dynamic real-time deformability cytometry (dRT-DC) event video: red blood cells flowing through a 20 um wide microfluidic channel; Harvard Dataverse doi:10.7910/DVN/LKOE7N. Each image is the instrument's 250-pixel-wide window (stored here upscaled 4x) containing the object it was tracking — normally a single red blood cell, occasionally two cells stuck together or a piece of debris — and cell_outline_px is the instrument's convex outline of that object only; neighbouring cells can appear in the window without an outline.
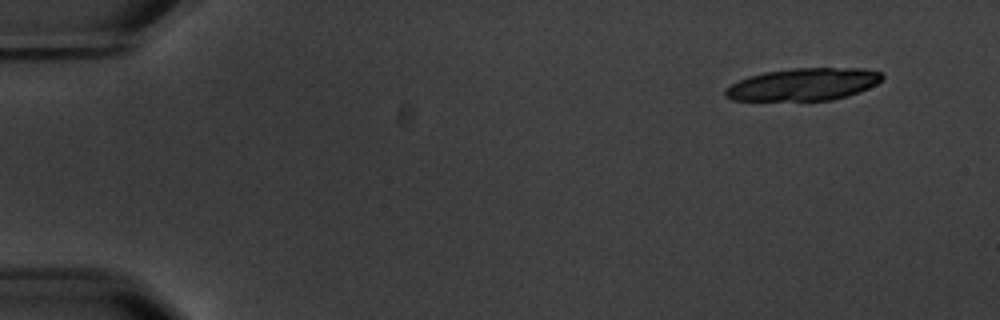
{"species": "common noctule bat (a hibernating species)", "species_latin": "Nyctalus noctula", "temperature_condition": "warm", "stored_images_in_passage": 7, "segment_of_instrument_passage": [1, 2], "camera_frame_rate_fps": 3000, "um_per_image_px": 0.085, "animal": {"sex": "male", "body_mass_g": 20.1, "forearm_length_mm": 53.5}, "frame": {"image": 1, "passage_image": 1, "time_ms": 0.0, "image_size_px": [1000, 320], "cell_outline_px": [[884, 76], [876, 84], [868, 88], [848, 96], [832, 100], [732, 100], [724, 96], [724, 88], [748, 76], [764, 72], [792, 68], [864, 68], [880, 72]], "centroid_in_image_um": [68.28, 7.17], "position_along_channel_um": 16.7, "area_um2": 29.59}}